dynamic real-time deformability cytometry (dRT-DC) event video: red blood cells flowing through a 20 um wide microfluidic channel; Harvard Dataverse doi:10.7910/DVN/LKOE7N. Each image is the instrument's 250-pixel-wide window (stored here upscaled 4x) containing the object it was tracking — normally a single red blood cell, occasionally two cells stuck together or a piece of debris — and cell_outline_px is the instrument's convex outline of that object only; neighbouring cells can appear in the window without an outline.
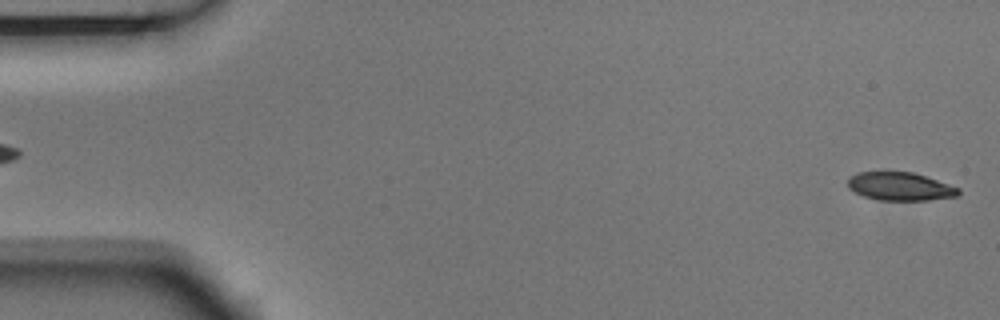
{"species": "Egyptian fruit bat (a non-hibernating species)", "species_latin": "Rousettus aegyptiacus", "temperature_condition": "room temperature", "stored_images_in_passage": 4, "segment_of_instrument_passage": [2, 2], "camera_frame_rate_fps": 3000, "um_per_image_px": 0.085, "animal": {"sex": "male"}, "frame": {"image": 1, "passage_image": 4, "time_ms": 1.0, "image_size_px": [1000, 320], "cell_outline_px": [[960, 192], [956, 196], [928, 200], [876, 200], [864, 196], [848, 188], [848, 176], [856, 172], [912, 172], [960, 188]], "centroid_in_image_um": [76.47, 15.84], "position_along_channel_um": 8.5, "area_um2": 18.09}}